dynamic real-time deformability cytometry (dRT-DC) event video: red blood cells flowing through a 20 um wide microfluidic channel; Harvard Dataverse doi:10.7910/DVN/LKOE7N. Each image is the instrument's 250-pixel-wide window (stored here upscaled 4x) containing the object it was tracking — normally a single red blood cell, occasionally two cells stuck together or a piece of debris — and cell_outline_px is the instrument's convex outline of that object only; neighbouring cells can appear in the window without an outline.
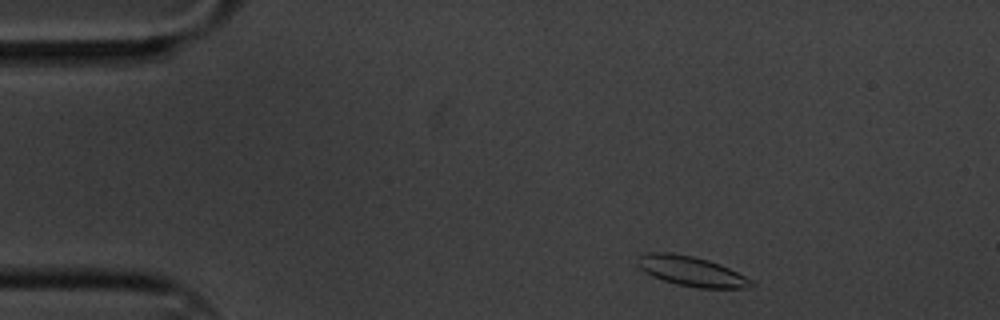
{"species": "common noctule bat (a hibernating species)", "species_latin": "Nyctalus noctula", "temperature_condition": "cold", "stored_images_in_passage": 9, "camera_frame_rate_fps": 3000, "um_per_image_px": 0.085, "animal": {"sex": "male", "body_mass_g": 20.1, "forearm_length_mm": 53.5}, "frame": {"image": 1, "passage_image": 1, "time_ms": 0.0, "image_size_px": [1000, 320], "cell_outline_px": [[756, 284], [744, 288], [696, 288], [676, 284], [652, 276], [644, 272], [636, 264], [636, 256], [648, 252], [672, 252], [692, 256], [708, 260], [720, 264], [752, 280]], "centroid_in_image_um": [58.71, 23.04], "position_along_channel_um": 26.3, "area_um2": 19.88}}
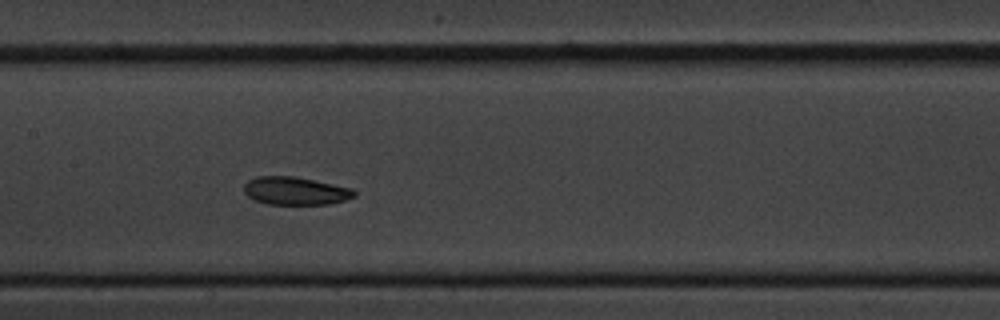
{"frame": {"image": 2, "passage_image": 7, "time_ms": 2.0, "image_size_px": [1000, 320], "cell_outline_px": [[356, 196], [344, 200], [328, 204], [268, 204], [252, 200], [244, 192], [244, 184], [248, 180], [256, 176], [296, 176], [352, 188], [356, 192]], "centroid_in_image_um": [25.08, 16.22], "position_along_channel_um": 182.3, "area_um2": 18.09}}
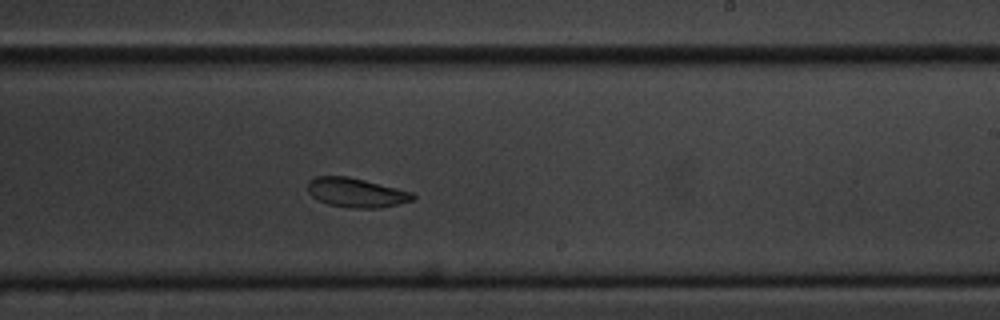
{"frame": {"image": 3, "passage_image": 9, "time_ms": 2.667, "image_size_px": [1000, 320], "cell_outline_px": [[416, 200], [380, 208], [352, 208], [328, 204], [312, 196], [308, 192], [308, 180], [316, 176], [348, 176], [412, 192], [416, 196]], "centroid_in_image_um": [30.29, 16.37], "position_along_channel_um": 258.7, "area_um2": 17.92}}